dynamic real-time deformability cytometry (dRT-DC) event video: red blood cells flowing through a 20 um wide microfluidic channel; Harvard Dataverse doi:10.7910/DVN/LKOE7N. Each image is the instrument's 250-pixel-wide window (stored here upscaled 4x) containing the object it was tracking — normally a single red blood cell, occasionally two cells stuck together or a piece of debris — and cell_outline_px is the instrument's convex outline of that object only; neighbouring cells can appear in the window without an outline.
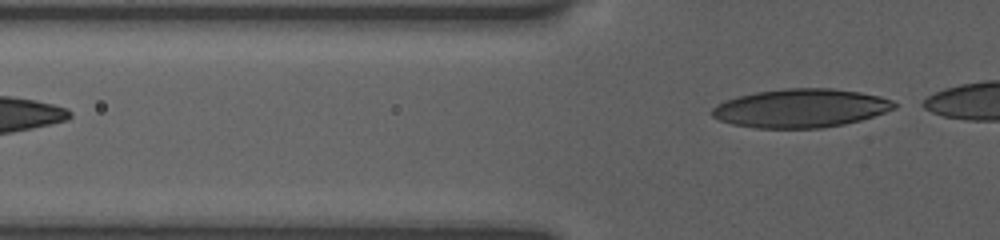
{"species": "human", "species_latin": "Homo sapiens", "temperature_condition": "room temperature", "stored_images_in_passage": 4, "segment_of_instrument_passage": [2, 2], "camera_frame_rate_fps": 3000, "um_per_image_px": 0.085, "donor": {"sex": "female"}, "frame": {"image": 1, "passage_image": 4, "time_ms": 3.333, "image_size_px": [1000, 240], "cell_outline_px": [[896, 108], [860, 120], [844, 124], [824, 128], [756, 128], [732, 124], [720, 120], [712, 116], [712, 108], [736, 96], [756, 92], [784, 88], [832, 88], [860, 92], [880, 96], [892, 100], [896, 104]], "centroid_in_image_um": [68.07, 9.19], "position_along_channel_um": 57.7, "area_um2": 40.86}}